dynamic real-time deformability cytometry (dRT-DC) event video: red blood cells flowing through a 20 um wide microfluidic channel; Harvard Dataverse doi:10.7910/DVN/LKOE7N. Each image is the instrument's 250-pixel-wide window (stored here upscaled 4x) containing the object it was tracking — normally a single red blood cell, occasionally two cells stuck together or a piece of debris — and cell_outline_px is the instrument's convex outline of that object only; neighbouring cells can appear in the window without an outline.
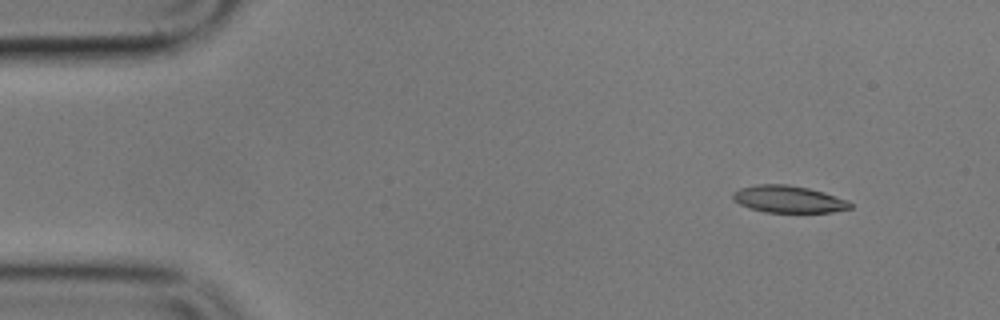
{"species": "common noctule bat (a hibernating species)", "species_latin": "Nyctalus noctula", "temperature_condition": "cold", "stored_images_in_passage": 10, "camera_frame_rate_fps": 3000, "um_per_image_px": 0.085, "animal": {"sex": "male", "body_mass_g": 17.9}, "frame": {"image": 1, "passage_image": 1, "time_ms": 0.0, "image_size_px": [1000, 320], "cell_outline_px": [[852, 208], [832, 212], [764, 212], [748, 208], [732, 200], [732, 192], [740, 188], [756, 184], [788, 184], [808, 188], [824, 192], [848, 200], [852, 204]], "centroid_in_image_um": [67.0, 16.93], "position_along_channel_um": 18.0, "area_um2": 18.67}}
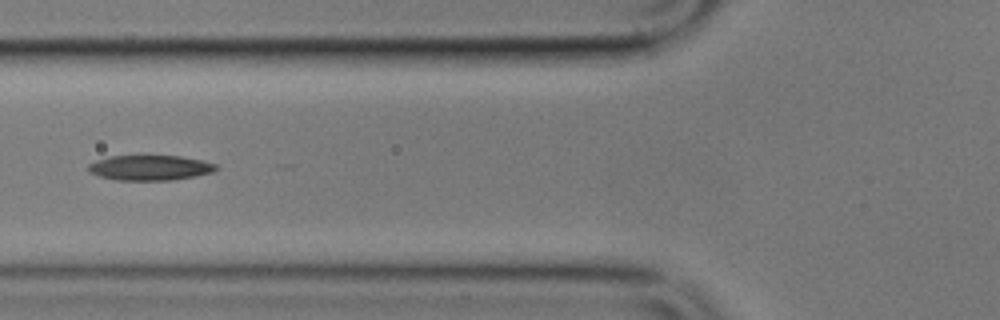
{"frame": {"image": 2, "passage_image": 5, "time_ms": 5.333, "image_size_px": [1000, 320], "cell_outline_px": [[220, 168], [212, 172], [172, 180], [116, 180], [100, 176], [88, 172], [88, 164], [96, 160], [112, 156], [144, 152], [180, 156], [200, 160], [216, 164]], "centroid_in_image_um": [12.71, 14.2], "position_along_channel_um": 113.1, "area_um2": 19.54}}
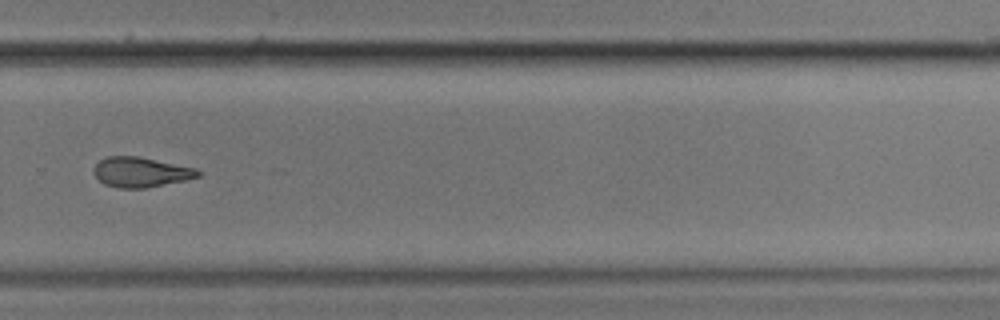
{"frame": {"image": 3, "passage_image": 10, "time_ms": 11.333, "image_size_px": [1000, 320], "cell_outline_px": [[204, 172], [200, 176], [184, 180], [144, 188], [116, 188], [104, 184], [92, 172], [92, 168], [100, 160], [108, 156], [136, 156], [196, 168]], "centroid_in_image_um": [11.95, 14.63], "position_along_channel_um": 317.8, "area_um2": 18.15}}